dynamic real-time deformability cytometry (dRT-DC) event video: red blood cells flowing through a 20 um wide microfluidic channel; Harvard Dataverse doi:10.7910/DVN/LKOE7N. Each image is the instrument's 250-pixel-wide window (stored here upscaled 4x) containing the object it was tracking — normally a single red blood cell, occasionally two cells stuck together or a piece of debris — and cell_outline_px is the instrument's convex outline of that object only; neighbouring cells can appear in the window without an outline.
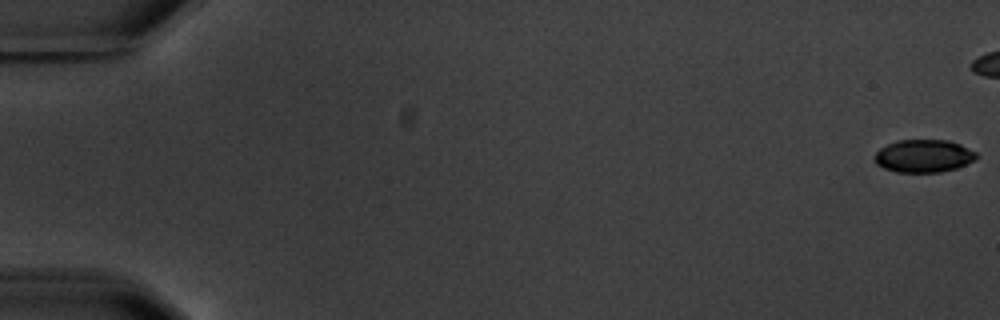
{"species": "common noctule bat (a hibernating species)", "species_latin": "Nyctalus noctula", "temperature_condition": "warm", "stored_images_in_passage": 9, "camera_frame_rate_fps": 3000, "um_per_image_px": 0.085, "animal": {"sex": "male", "body_mass_g": 20.1, "forearm_length_mm": 53.5}, "frame": {"image": 1, "passage_image": 1, "time_ms": 0.0, "image_size_px": [1000, 320], "cell_outline_px": [[980, 156], [976, 160], [956, 168], [940, 172], [896, 172], [884, 168], [876, 164], [872, 160], [872, 156], [880, 148], [896, 140], [948, 140], [960, 144], [976, 152]], "centroid_in_image_um": [78.5, 13.26], "position_along_channel_um": 6.5, "area_um2": 19.71}}